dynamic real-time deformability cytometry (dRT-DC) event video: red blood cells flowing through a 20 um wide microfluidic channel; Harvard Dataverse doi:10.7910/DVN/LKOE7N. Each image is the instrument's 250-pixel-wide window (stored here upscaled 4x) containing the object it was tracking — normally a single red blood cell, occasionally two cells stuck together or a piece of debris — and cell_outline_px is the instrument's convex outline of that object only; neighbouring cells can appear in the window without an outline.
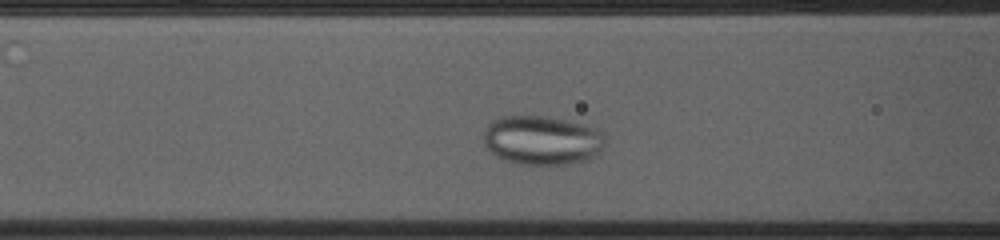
{"species": "common noctule bat (a hibernating species)", "species_latin": "Nyctalus noctula", "temperature_condition": "cold", "stored_images_in_passage": 30, "camera_frame_rate_fps": 3000, "um_per_image_px": 0.085, "animal": {"sex": "female", "body_mass_g": 23.0, "forearm_length_mm": 53.4}, "frame": {"image": 1, "passage_image": 7, "time_ms": 2.0, "image_size_px": [1000, 240], "cell_outline_px": [[604, 144], [600, 152], [596, 156], [588, 160], [572, 164], [520, 164], [496, 156], [484, 144], [484, 132], [488, 124], [492, 120], [500, 116], [544, 116], [564, 120], [596, 128], [604, 132]], "centroid_in_image_um": [46.09, 11.92], "position_along_channel_um": 120.5, "area_um2": 34.8}}
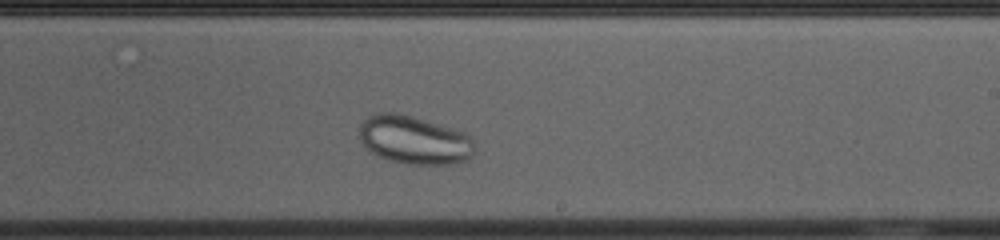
{"frame": {"image": 2, "passage_image": 18, "time_ms": 5.667, "image_size_px": [1000, 240], "cell_outline_px": [[472, 152], [468, 160], [452, 164], [408, 164], [388, 160], [372, 152], [360, 140], [360, 124], [368, 116], [376, 112], [396, 112], [412, 116], [464, 132], [472, 140]], "centroid_in_image_um": [35.18, 11.89], "position_along_channel_um": 253.8, "area_um2": 32.14}}
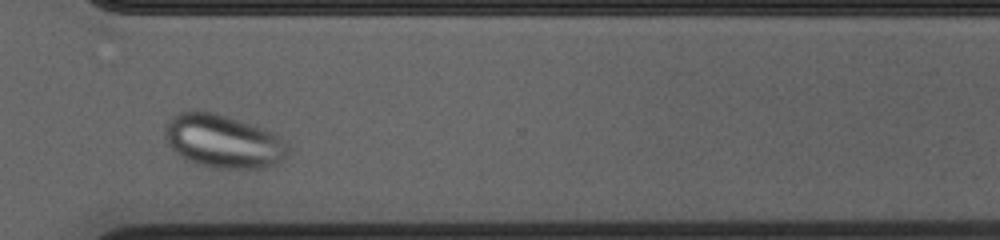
{"frame": {"image": 3, "passage_image": 26, "time_ms": 8.333, "image_size_px": [1000, 240], "cell_outline_px": [[288, 156], [280, 164], [264, 168], [212, 168], [196, 164], [180, 156], [168, 144], [164, 136], [164, 128], [172, 116], [180, 112], [192, 108], [212, 112], [272, 132], [284, 140], [288, 144]], "centroid_in_image_um": [18.96, 12.02], "position_along_channel_um": 351.6, "area_um2": 38.44}}